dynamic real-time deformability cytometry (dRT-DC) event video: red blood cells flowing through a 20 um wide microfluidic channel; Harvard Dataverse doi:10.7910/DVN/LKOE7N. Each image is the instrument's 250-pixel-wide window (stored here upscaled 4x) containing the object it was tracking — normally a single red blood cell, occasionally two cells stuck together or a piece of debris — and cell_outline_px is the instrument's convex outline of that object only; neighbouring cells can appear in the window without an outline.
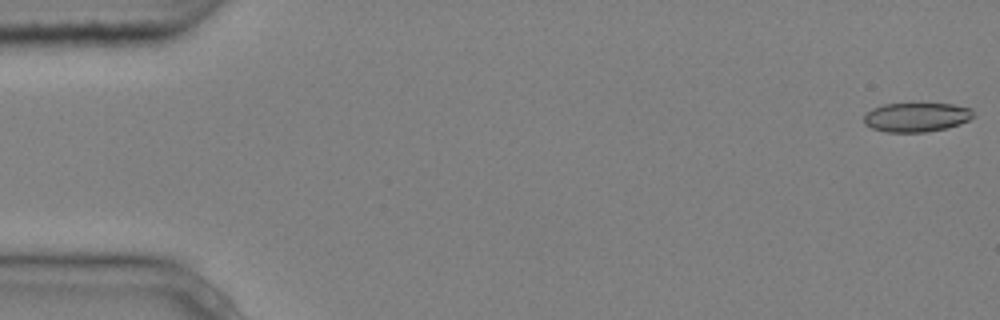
{"species": "common noctule bat (a hibernating species)", "species_latin": "Nyctalus noctula", "temperature_condition": "cold", "stored_images_in_passage": 6, "camera_frame_rate_fps": 3000, "um_per_image_px": 0.085, "animal": {"sex": "male", "body_mass_g": 20.4}, "frame": {"image": 1, "passage_image": 1, "time_ms": 0.0, "image_size_px": [1000, 320], "cell_outline_px": [[976, 116], [960, 124], [928, 132], [884, 132], [872, 128], [864, 124], [864, 116], [872, 108], [884, 104], [956, 104], [972, 108]], "centroid_in_image_um": [77.93, 9.96], "position_along_channel_um": 7.1, "area_um2": 18.73}}
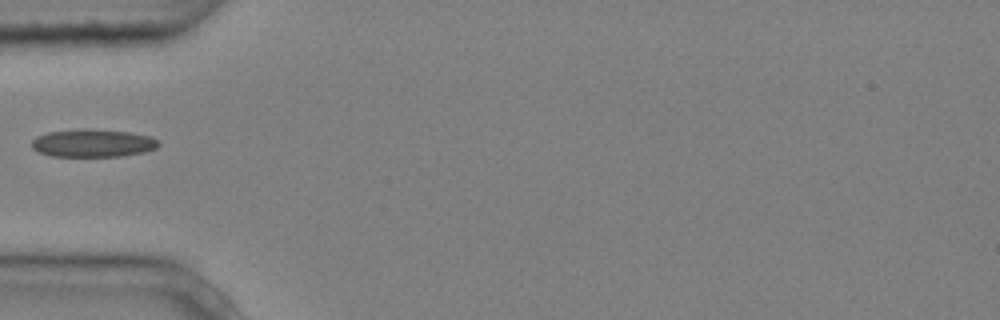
{"frame": {"image": 2, "passage_image": 5, "time_ms": 1.333, "image_size_px": [1000, 320], "cell_outline_px": [[160, 144], [156, 148], [144, 152], [124, 156], [48, 156], [36, 152], [32, 148], [32, 140], [36, 136], [48, 132], [80, 128], [88, 128], [128, 132], [152, 136], [160, 140]], "centroid_in_image_um": [7.89, 12.16], "position_along_channel_um": 77.1, "area_um2": 20.98}}
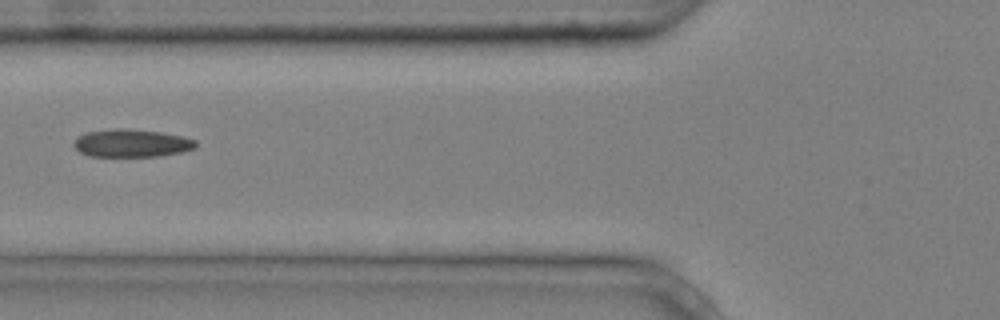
{"frame": {"image": 3, "passage_image": 6, "time_ms": 1.667, "image_size_px": [1000, 320], "cell_outline_px": [[196, 148], [180, 152], [160, 156], [88, 156], [80, 152], [72, 144], [76, 136], [88, 132], [116, 128], [124, 128], [160, 132], [184, 136], [196, 140]], "centroid_in_image_um": [11.17, 12.16], "position_along_channel_um": 114.6, "area_um2": 19.83}}